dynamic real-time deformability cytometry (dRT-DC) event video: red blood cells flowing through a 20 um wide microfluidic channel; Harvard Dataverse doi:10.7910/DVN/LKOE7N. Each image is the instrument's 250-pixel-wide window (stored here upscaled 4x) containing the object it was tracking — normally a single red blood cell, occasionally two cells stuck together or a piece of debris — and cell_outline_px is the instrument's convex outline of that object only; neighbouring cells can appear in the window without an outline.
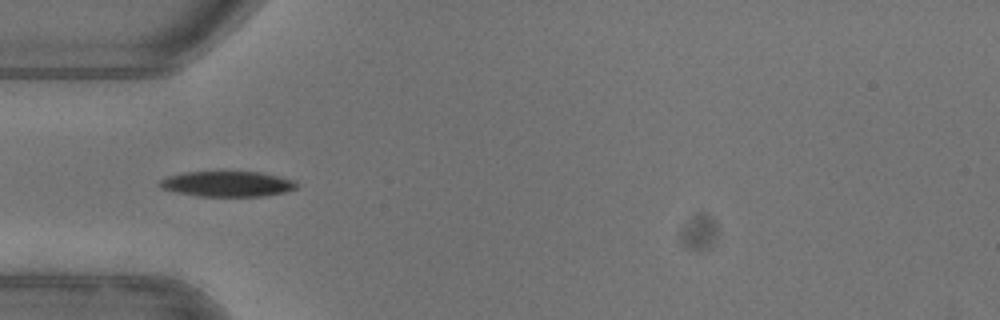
{"species": "common noctule bat (a hibernating species)", "species_latin": "Nyctalus noctula", "temperature_condition": "warm", "stored_images_in_passage": 52, "camera_frame_rate_fps": 3000, "um_per_image_px": 0.085, "animal": {"sex": "female"}, "frame": {"image": 1, "passage_image": 16, "time_ms": 5.0, "image_size_px": [1000, 320], "cell_outline_px": [[296, 188], [284, 192], [260, 196], [196, 196], [176, 192], [160, 188], [156, 184], [160, 180], [168, 176], [184, 172], [264, 172], [296, 180]], "centroid_in_image_um": [19.3, 15.63], "position_along_channel_um": 65.7, "area_um2": 20.35}, "authors_computed_cell_mechanics": {"area_um2": 19.9699, "velocity_mm_per_s": 3.974, "shape_relaxation_time_tau1_ms": 3.2846, "shape_relaxation_time_tau2_ms": null, "deformation_change_tau1": 0.1597, "deformation_change_tau2": null}}